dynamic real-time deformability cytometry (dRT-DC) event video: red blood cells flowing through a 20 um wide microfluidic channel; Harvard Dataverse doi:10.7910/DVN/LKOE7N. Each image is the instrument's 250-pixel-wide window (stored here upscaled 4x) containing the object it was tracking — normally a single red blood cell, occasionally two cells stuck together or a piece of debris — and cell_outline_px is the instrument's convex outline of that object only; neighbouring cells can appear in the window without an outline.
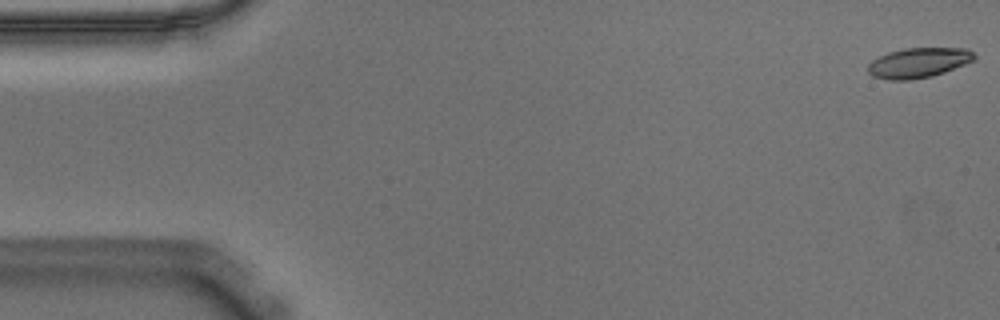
{"species": "Egyptian fruit bat (a non-hibernating species)", "species_latin": "Rousettus aegyptiacus", "temperature_condition": "warm", "stored_images_in_passage": 10, "camera_frame_rate_fps": 3000, "um_per_image_px": 0.085, "animal": {"sex": "male"}, "frame": {"image": 1, "passage_image": 1, "time_ms": 0.0, "image_size_px": [1000, 320], "cell_outline_px": [[976, 60], [944, 72], [932, 76], [908, 80], [888, 80], [872, 76], [868, 72], [868, 64], [872, 60], [888, 52], [904, 48], [968, 48], [976, 56]], "centroid_in_image_um": [78.08, 5.33], "position_along_channel_um": 6.9, "area_um2": 18.67}}